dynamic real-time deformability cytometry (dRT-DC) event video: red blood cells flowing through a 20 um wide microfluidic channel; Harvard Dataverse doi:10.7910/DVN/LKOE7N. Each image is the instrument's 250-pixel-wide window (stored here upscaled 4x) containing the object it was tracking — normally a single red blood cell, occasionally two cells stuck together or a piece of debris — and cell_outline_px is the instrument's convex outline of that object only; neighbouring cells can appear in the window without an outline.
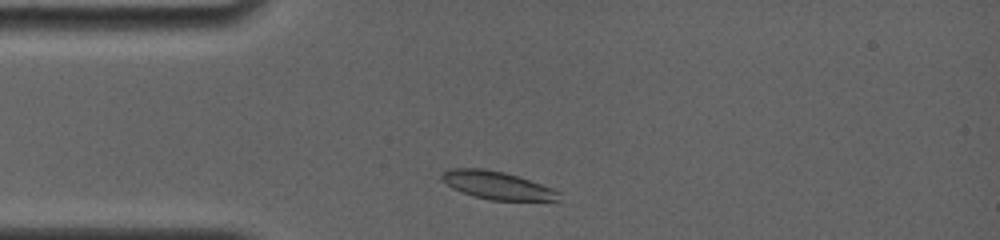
{"species": "common noctule bat (a hibernating species)", "species_latin": "Nyctalus noctula", "temperature_condition": "room temperature", "stored_images_in_passage": 45, "camera_frame_rate_fps": 4000, "um_per_image_px": 0.085, "animal": {"sex": "female", "body_mass_g": 19.0, "forearm_length_mm": 56.7}, "frame": {"image": 1, "passage_image": 3, "time_ms": 0.5, "image_size_px": [1000, 240], "cell_outline_px": [[560, 200], [492, 200], [472, 196], [452, 188], [440, 180], [440, 172], [448, 168], [484, 168], [504, 172], [552, 188], [560, 192]], "centroid_in_image_um": [42.17, 15.74], "position_along_channel_um": 42.8, "area_um2": 19.07}}
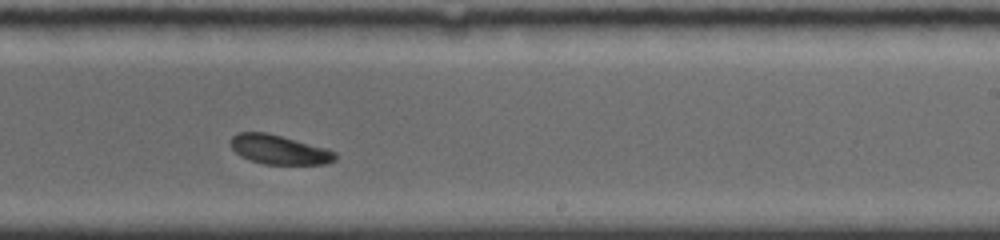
{"frame": {"image": 2, "passage_image": 28, "time_ms": 6.75, "image_size_px": [1000, 240], "cell_outline_px": [[336, 160], [328, 164], [264, 164], [240, 156], [228, 144], [228, 140], [236, 132], [268, 132], [328, 148], [336, 152]], "centroid_in_image_um": [23.72, 12.7], "position_along_channel_um": 265.3, "area_um2": 18.21}}
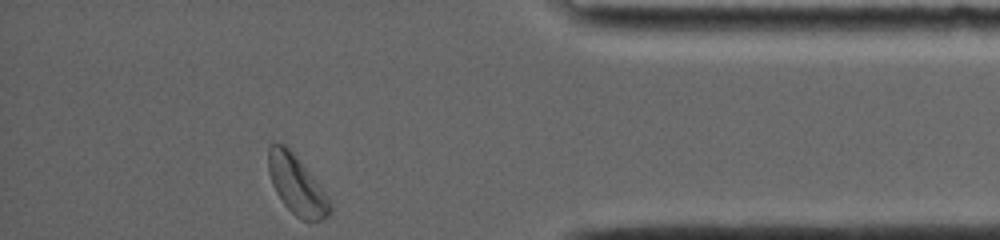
{"frame": {"image": 3, "passage_image": 45, "time_ms": 11.0, "image_size_px": [1000, 240], "cell_outline_px": [[332, 212], [328, 216], [320, 220], [300, 220], [280, 200], [272, 184], [268, 172], [268, 148], [272, 140], [284, 144], [296, 156], [312, 176], [324, 192], [332, 204]], "centroid_in_image_um": [25.19, 15.71], "position_along_channel_um": 410.0, "area_um2": 21.1}}